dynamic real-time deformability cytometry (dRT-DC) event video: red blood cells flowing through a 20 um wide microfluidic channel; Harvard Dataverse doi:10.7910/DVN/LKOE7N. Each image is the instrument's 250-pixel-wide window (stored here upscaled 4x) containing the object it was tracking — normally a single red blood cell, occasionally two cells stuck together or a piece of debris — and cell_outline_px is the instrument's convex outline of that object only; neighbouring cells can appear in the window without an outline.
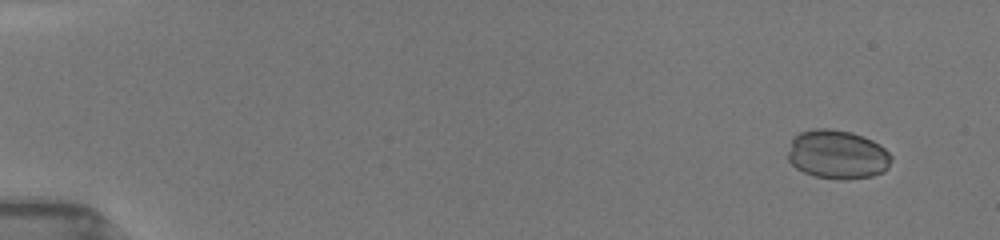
{"species": "common noctule bat (a hibernating species)", "species_latin": "Nyctalus noctula", "temperature_condition": "room temperature", "stored_images_in_passage": 53, "camera_frame_rate_fps": 3000, "um_per_image_px": 0.085, "animal": {"sex": "female", "body_mass_g": 19.5, "forearm_length_mm": 54.1}, "frame": {"image": 1, "passage_image": 4, "time_ms": 1.0, "image_size_px": [1000, 240], "cell_outline_px": [[892, 160], [888, 168], [884, 172], [872, 176], [848, 180], [836, 180], [816, 176], [804, 172], [796, 168], [788, 160], [788, 152], [792, 140], [800, 132], [816, 128], [832, 128], [852, 132], [864, 136], [880, 144], [892, 156]], "centroid_in_image_um": [71.21, 13.14], "position_along_channel_um": 13.8, "area_um2": 29.82}}
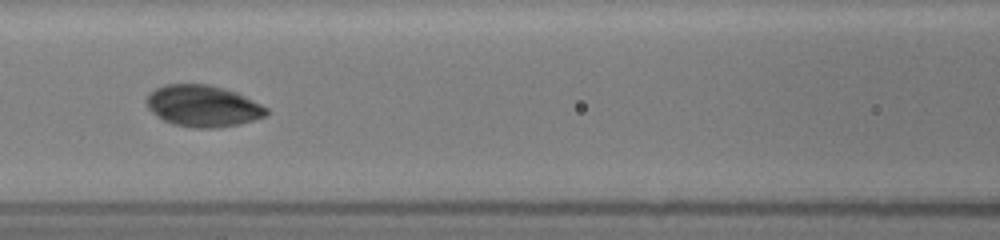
{"frame": {"image": 2, "passage_image": 25, "time_ms": 8.0, "image_size_px": [1000, 240], "cell_outline_px": [[268, 112], [264, 116], [240, 124], [216, 128], [192, 128], [172, 124], [164, 120], [152, 112], [148, 108], [144, 100], [156, 88], [164, 84], [208, 84], [236, 92], [268, 108]], "centroid_in_image_um": [17.22, 9.01], "position_along_channel_um": 149.4, "area_um2": 28.9}}
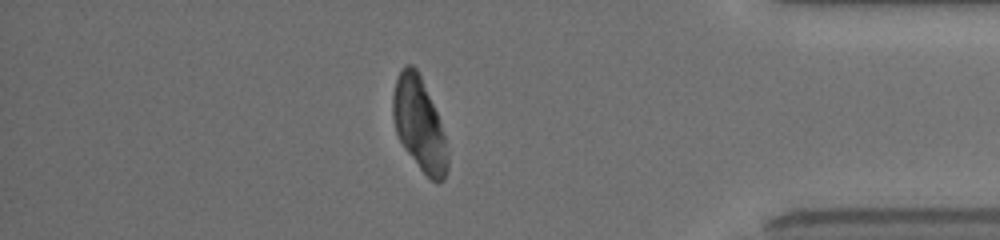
{"frame": {"image": 3, "passage_image": 46, "time_ms": 15.0, "image_size_px": [1000, 240], "cell_outline_px": [[448, 168], [444, 180], [436, 184], [420, 168], [404, 148], [396, 132], [392, 116], [392, 96], [396, 76], [408, 64], [412, 64], [416, 68], [420, 76], [436, 112], [444, 136], [448, 160]], "centroid_in_image_um": [35.61, 10.57], "position_along_channel_um": 399.6, "area_um2": 29.13}}